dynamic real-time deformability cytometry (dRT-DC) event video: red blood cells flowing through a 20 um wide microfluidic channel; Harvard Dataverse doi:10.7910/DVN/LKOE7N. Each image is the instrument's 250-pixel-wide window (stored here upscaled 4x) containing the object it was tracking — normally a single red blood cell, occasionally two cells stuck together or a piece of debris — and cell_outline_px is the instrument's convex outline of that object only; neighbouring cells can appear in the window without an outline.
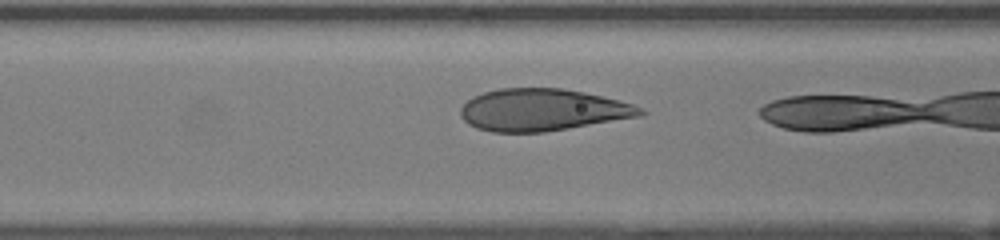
{"species": "human", "species_latin": "Homo sapiens", "temperature_condition": "room temperature", "stored_images_in_passage": 15, "camera_frame_rate_fps": 3000, "um_per_image_px": 0.085, "donor": {"sex": "female"}, "frame": {"image": 1, "passage_image": 14, "time_ms": 4.333, "image_size_px": [1000, 240], "cell_outline_px": [[648, 112], [640, 116], [544, 132], [492, 132], [476, 128], [468, 124], [460, 116], [460, 108], [472, 96], [484, 92], [500, 88], [560, 88], [584, 92], [604, 96], [632, 104], [644, 108]], "centroid_in_image_um": [46.1, 9.34], "position_along_channel_um": 120.5, "area_um2": 44.1}}